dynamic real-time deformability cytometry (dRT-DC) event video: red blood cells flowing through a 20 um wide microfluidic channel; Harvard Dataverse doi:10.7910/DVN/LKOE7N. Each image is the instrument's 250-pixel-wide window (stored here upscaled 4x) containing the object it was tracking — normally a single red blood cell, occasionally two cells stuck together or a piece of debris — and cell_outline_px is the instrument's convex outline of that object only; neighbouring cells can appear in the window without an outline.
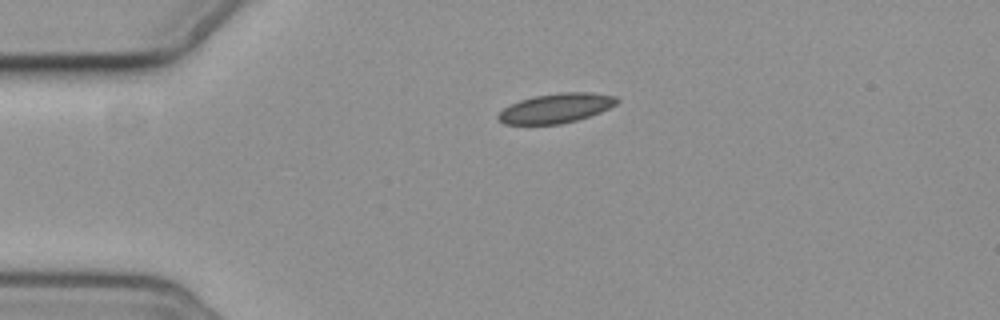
{"species": "common noctule bat (a hibernating species)", "species_latin": "Nyctalus noctula", "temperature_condition": "cold", "stored_images_in_passage": 2, "camera_frame_rate_fps": 3000, "um_per_image_px": 0.085, "animal": {"sex": "female", "body_mass_g": 19.3, "forearm_length_mm": 54.1}, "frame": {"image": 1, "passage_image": 1, "time_ms": 0.0, "image_size_px": [1000, 320], "cell_outline_px": [[620, 100], [616, 104], [600, 112], [576, 120], [560, 124], [504, 124], [496, 116], [504, 108], [520, 100], [536, 96], [560, 92], [592, 92], [616, 96]], "centroid_in_image_um": [47.28, 9.19], "position_along_channel_um": 37.7, "area_um2": 20.23}}